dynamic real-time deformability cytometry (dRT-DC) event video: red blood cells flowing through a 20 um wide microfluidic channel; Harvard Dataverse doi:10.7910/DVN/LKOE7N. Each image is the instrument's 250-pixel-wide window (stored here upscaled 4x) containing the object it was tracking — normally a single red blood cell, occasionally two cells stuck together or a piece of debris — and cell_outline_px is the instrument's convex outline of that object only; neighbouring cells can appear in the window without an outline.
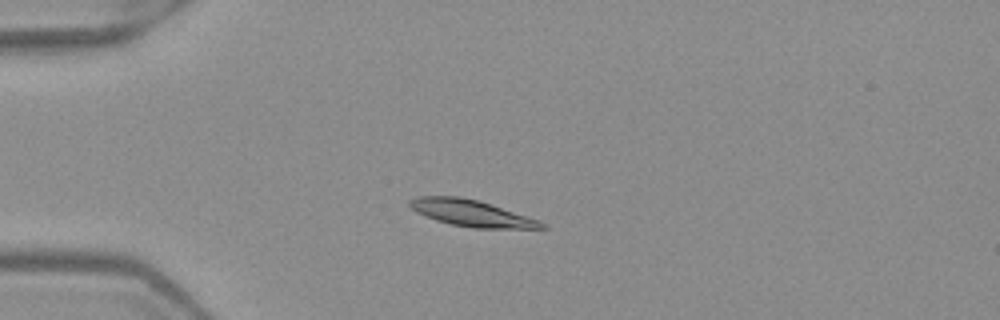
{"species": "Egyptian fruit bat (a non-hibernating species)", "species_latin": "Rousettus aegyptiacus", "temperature_condition": "warm", "stored_images_in_passage": 5, "camera_frame_rate_fps": 3000, "um_per_image_px": 0.085, "frame": {"image": 1, "passage_image": 2, "time_ms": 0.333, "image_size_px": [1000, 320], "cell_outline_px": [[548, 228], [472, 228], [452, 224], [436, 220], [416, 212], [408, 204], [408, 200], [416, 196], [460, 196], [480, 200], [540, 220], [548, 224]], "centroid_in_image_um": [40.09, 18.11], "position_along_channel_um": 44.9, "area_um2": 20.52}}
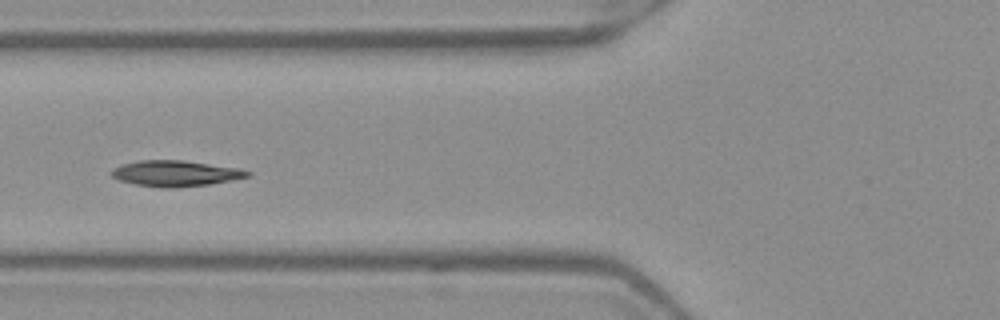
{"frame": {"image": 2, "passage_image": 4, "time_ms": 1.0, "image_size_px": [1000, 320], "cell_outline_px": [[252, 176], [208, 184], [172, 188], [160, 188], [136, 184], [120, 180], [112, 176], [112, 168], [124, 164], [140, 160], [184, 160], [240, 168], [252, 172]], "centroid_in_image_um": [14.96, 14.73], "position_along_channel_um": 110.8, "area_um2": 20.4}}
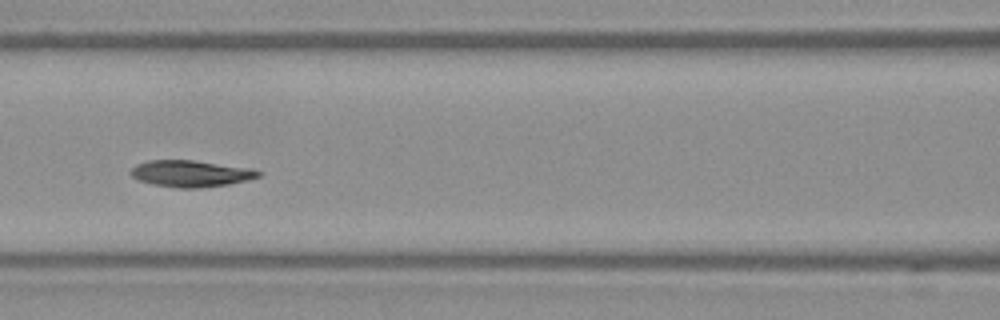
{"frame": {"image": 3, "passage_image": 5, "time_ms": 1.333, "image_size_px": [1000, 320], "cell_outline_px": [[264, 172], [260, 176], [228, 184], [200, 188], [176, 188], [152, 184], [140, 180], [132, 176], [128, 172], [136, 164], [148, 160], [192, 160], [252, 168]], "centroid_in_image_um": [16.2, 14.75], "position_along_channel_um": 150.4, "area_um2": 19.77}}